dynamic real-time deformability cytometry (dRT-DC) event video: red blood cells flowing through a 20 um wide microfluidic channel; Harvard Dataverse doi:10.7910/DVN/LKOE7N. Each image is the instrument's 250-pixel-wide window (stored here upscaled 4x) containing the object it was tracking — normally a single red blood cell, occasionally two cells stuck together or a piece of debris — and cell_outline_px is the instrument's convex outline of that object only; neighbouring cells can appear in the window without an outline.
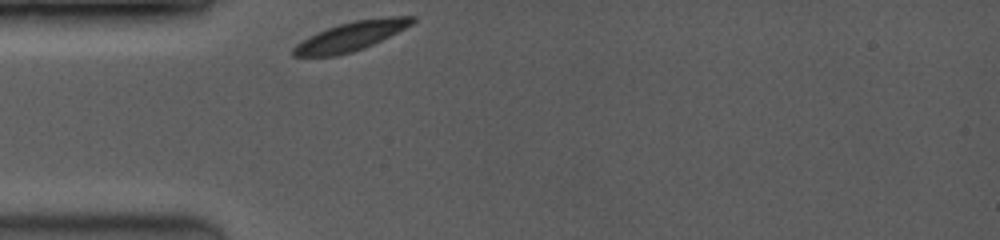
{"species": "common noctule bat (a hibernating species)", "species_latin": "Nyctalus noctula", "temperature_condition": "room temperature", "stored_images_in_passage": 34, "camera_frame_rate_fps": 3500, "um_per_image_px": 0.085, "animal": {"sex": "female", "body_mass_g": 19.0, "forearm_length_mm": 53.3}, "frame": {"image": 1, "passage_image": 1, "time_ms": 0.0, "image_size_px": [1000, 240], "cell_outline_px": [[416, 20], [412, 24], [364, 48], [352, 52], [336, 56], [292, 56], [292, 48], [296, 44], [308, 36], [316, 32], [352, 20], [388, 16], [416, 16]], "centroid_in_image_um": [29.8, 3.07], "position_along_channel_um": 55.2, "area_um2": 20.06}}
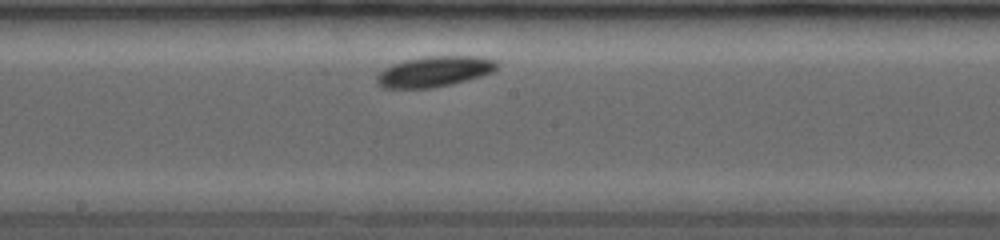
{"frame": {"image": 2, "passage_image": 16, "time_ms": 4.286, "image_size_px": [1000, 240], "cell_outline_px": [[500, 64], [492, 72], [468, 80], [452, 84], [432, 88], [384, 88], [376, 80], [376, 76], [384, 68], [392, 64], [424, 56], [480, 56], [496, 60]], "centroid_in_image_um": [36.96, 6.07], "position_along_channel_um": 211.2, "area_um2": 21.39}}
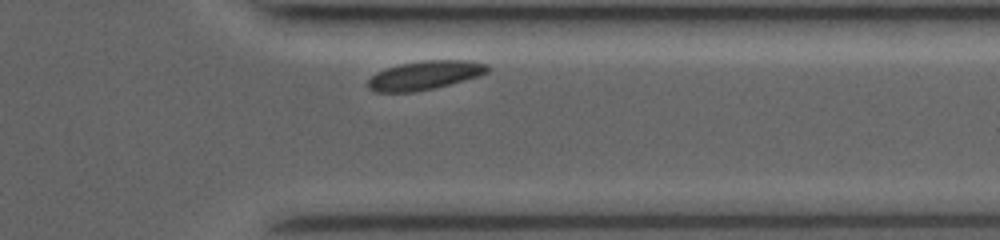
{"frame": {"image": 3, "passage_image": 31, "time_ms": 8.571, "image_size_px": [1000, 240], "cell_outline_px": [[492, 68], [488, 72], [480, 76], [432, 88], [412, 92], [376, 92], [368, 88], [368, 80], [376, 72], [400, 64], [424, 60], [472, 60], [488, 64]], "centroid_in_image_um": [36.16, 6.38], "position_along_channel_um": 375.2, "area_um2": 20.06}}